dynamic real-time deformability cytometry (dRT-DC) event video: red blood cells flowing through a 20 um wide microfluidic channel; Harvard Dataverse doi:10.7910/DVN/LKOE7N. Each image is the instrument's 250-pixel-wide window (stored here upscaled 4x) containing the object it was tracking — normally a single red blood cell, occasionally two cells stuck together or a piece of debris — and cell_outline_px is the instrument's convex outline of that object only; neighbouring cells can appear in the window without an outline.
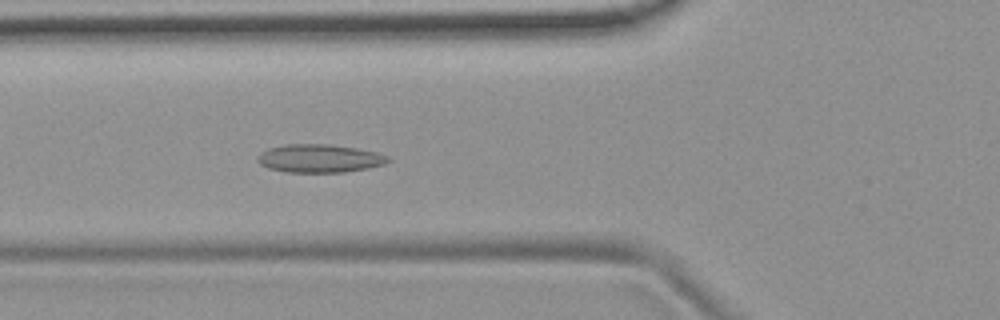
{"species": "common noctule bat (a hibernating species)", "species_latin": "Nyctalus noctula", "temperature_condition": "room temperature", "stored_images_in_passage": 46, "camera_frame_rate_fps": 3000, "um_per_image_px": 0.085, "animal": {"sex": "female", "body_mass_g": 19.9}, "frame": {"image": 1, "passage_image": 12, "time_ms": 3.667, "image_size_px": [1000, 320], "cell_outline_px": [[392, 160], [384, 164], [368, 168], [344, 172], [284, 172], [268, 168], [260, 164], [256, 160], [260, 152], [268, 148], [284, 144], [332, 144], [356, 148], [376, 152], [388, 156]], "centroid_in_image_um": [27.14, 13.46], "position_along_channel_um": 98.7, "area_um2": 21.62}}
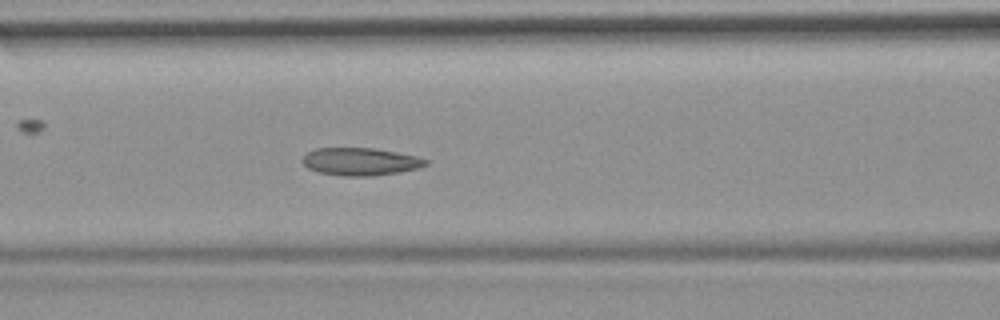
{"frame": {"image": 2, "passage_image": 15, "time_ms": 4.667, "image_size_px": [1000, 320], "cell_outline_px": [[428, 164], [420, 168], [400, 172], [372, 176], [340, 176], [320, 172], [308, 168], [300, 160], [308, 152], [316, 148], [376, 148], [416, 156], [428, 160]], "centroid_in_image_um": [30.65, 13.74], "position_along_channel_um": 136.0, "area_um2": 19.94}}
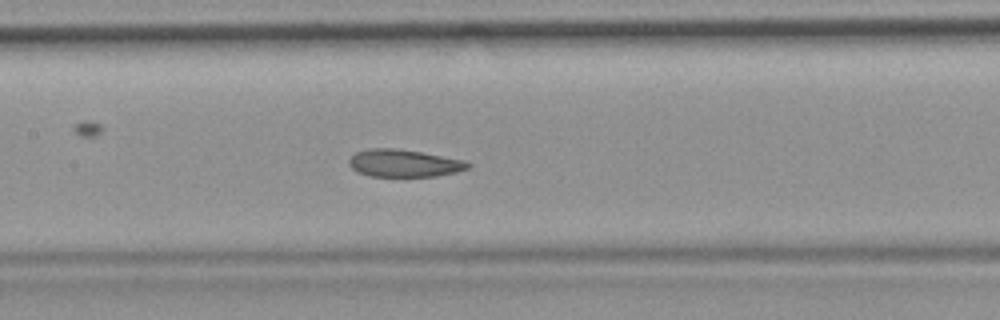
{"frame": {"image": 3, "passage_image": 18, "time_ms": 5.667, "image_size_px": [1000, 320], "cell_outline_px": [[472, 164], [468, 168], [456, 172], [436, 176], [368, 176], [356, 172], [348, 164], [348, 160], [356, 152], [372, 148], [392, 148], [420, 152], [464, 160]], "centroid_in_image_um": [34.31, 13.88], "position_along_channel_um": 173.1, "area_um2": 18.9}, "authors_computed_cell_mechanics": {"area_um2": 20.1144, "velocity_mm_per_s": 3.7155, "shape_relaxation_time_tau1_ms": null, "shape_relaxation_time_tau2_ms": 3.2935, "deformation_change_tau1": null, "deformation_change_tau2": 0.1042}}